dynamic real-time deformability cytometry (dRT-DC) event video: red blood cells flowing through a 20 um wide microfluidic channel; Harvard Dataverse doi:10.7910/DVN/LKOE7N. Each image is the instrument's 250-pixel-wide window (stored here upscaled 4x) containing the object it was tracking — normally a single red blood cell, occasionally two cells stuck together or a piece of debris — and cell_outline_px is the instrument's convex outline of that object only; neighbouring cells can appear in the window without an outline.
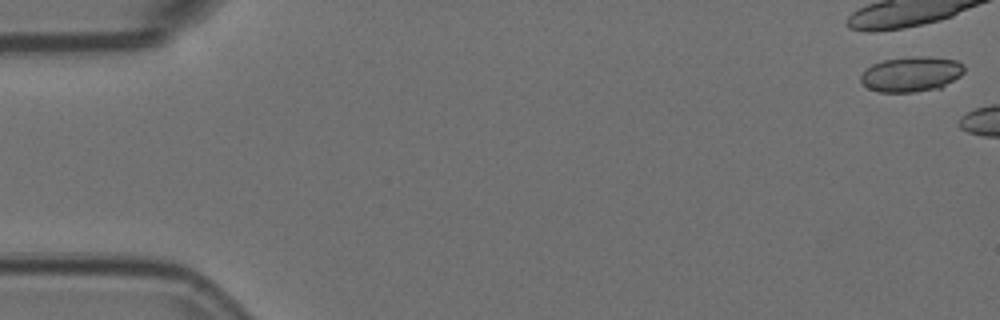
{"species": "Egyptian fruit bat (a non-hibernating species)", "species_latin": "Rousettus aegyptiacus", "temperature_condition": "room temperature", "stored_images_in_passage": 5, "camera_frame_rate_fps": 3000, "um_per_image_px": 0.085, "animal": {"sex": "female"}, "frame": {"image": 1, "passage_image": 1, "time_ms": 0.0, "image_size_px": [1000, 320], "cell_outline_px": [[964, 72], [960, 76], [940, 88], [916, 92], [880, 92], [868, 88], [860, 80], [860, 76], [872, 64], [884, 60], [912, 56], [928, 56], [956, 60], [964, 64]], "centroid_in_image_um": [77.48, 6.3], "position_along_channel_um": 7.5, "area_um2": 21.21}}